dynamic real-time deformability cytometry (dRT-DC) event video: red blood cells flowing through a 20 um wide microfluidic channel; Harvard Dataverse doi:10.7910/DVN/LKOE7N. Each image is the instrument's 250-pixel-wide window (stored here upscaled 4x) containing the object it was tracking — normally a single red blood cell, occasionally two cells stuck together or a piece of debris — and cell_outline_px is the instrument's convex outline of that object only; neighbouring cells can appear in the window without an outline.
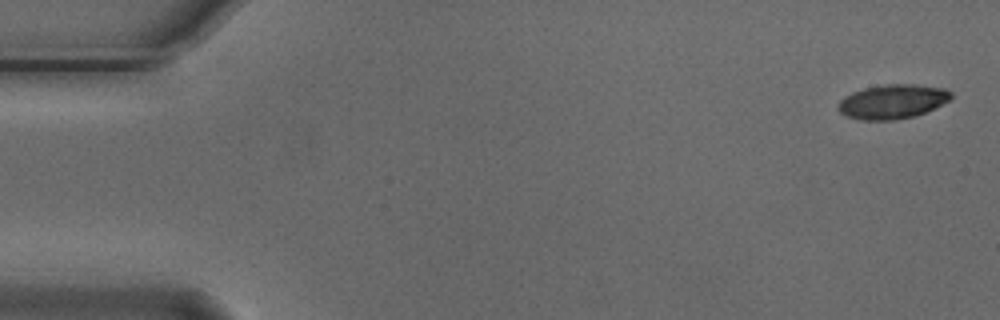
{"species": "Egyptian fruit bat (a non-hibernating species)", "species_latin": "Rousettus aegyptiacus", "temperature_condition": "cold", "stored_images_in_passage": 6, "camera_frame_rate_fps": 3000, "um_per_image_px": 0.085, "animal": {"sex": "male"}, "frame": {"image": 1, "passage_image": 1, "time_ms": 0.0, "image_size_px": [1000, 320], "cell_outline_px": [[952, 96], [948, 100], [924, 112], [912, 116], [892, 120], [860, 120], [848, 116], [840, 112], [840, 100], [852, 92], [864, 88], [888, 84], [916, 84], [944, 88], [952, 92]], "centroid_in_image_um": [75.86, 8.62], "position_along_channel_um": 9.1, "area_um2": 22.08}}
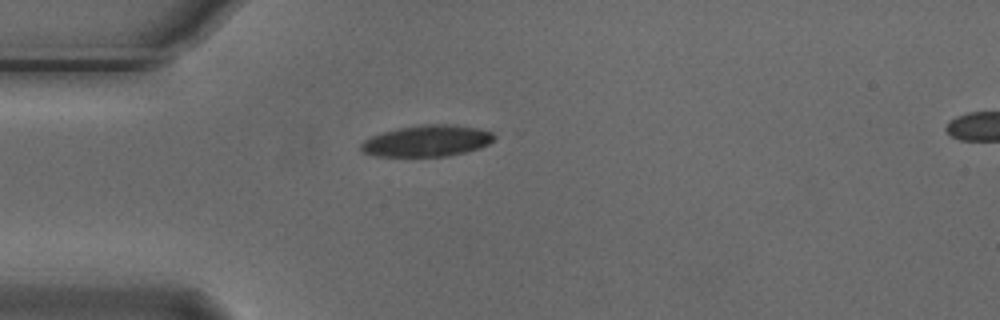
{"frame": {"image": 2, "passage_image": 4, "time_ms": 1.0, "image_size_px": [1000, 320], "cell_outline_px": [[496, 136], [488, 144], [480, 148], [448, 156], [376, 156], [360, 152], [360, 144], [364, 140], [372, 136], [384, 132], [400, 128], [424, 124], [452, 124], [476, 128], [492, 132]], "centroid_in_image_um": [36.28, 11.98], "position_along_channel_um": 48.7, "area_um2": 24.22}}